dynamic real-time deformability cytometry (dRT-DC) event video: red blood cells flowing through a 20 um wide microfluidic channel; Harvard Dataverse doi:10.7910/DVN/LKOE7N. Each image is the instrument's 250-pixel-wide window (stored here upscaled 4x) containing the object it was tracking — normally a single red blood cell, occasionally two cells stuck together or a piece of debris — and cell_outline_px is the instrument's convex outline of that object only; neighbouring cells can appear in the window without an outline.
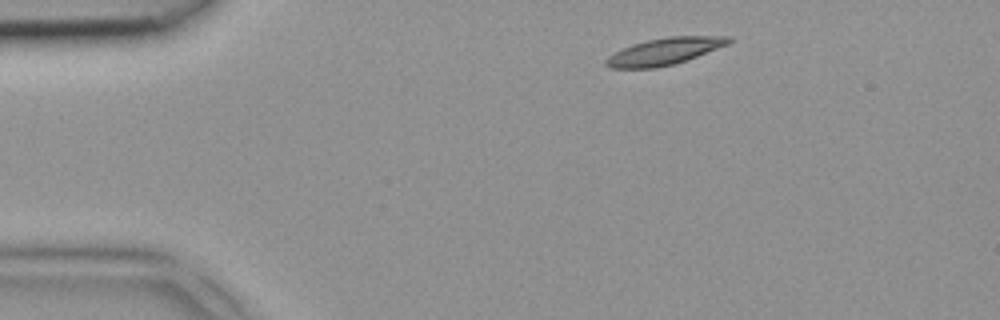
{"species": "common noctule bat (a hibernating species)", "species_latin": "Nyctalus noctula", "temperature_condition": "room temperature", "stored_images_in_passage": 4, "camera_frame_rate_fps": 3000, "um_per_image_px": 0.085, "animal": {"sex": "female", "body_mass_g": 18.4}, "frame": {"image": 1, "passage_image": 1, "time_ms": 0.0, "image_size_px": [1000, 320], "cell_outline_px": [[732, 40], [728, 44], [688, 60], [676, 64], [656, 68], [612, 68], [604, 64], [604, 60], [608, 56], [632, 44], [648, 40], [668, 36], [732, 36]], "centroid_in_image_um": [56.5, 4.37], "position_along_channel_um": 28.5, "area_um2": 19.25}}
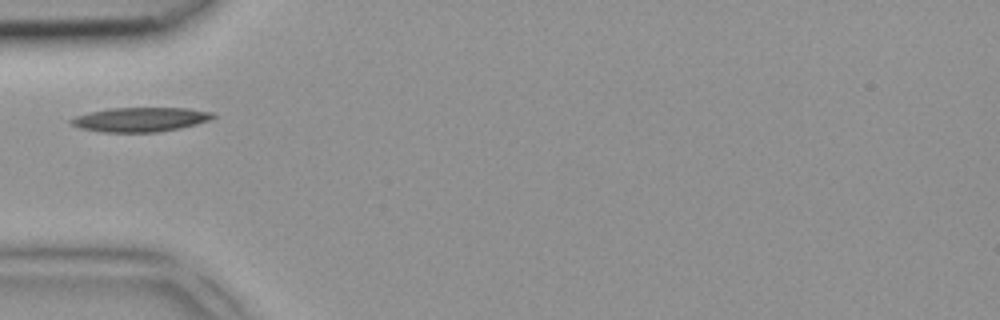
{"frame": {"image": 2, "passage_image": 3, "time_ms": 0.667, "image_size_px": [1000, 320], "cell_outline_px": [[216, 116], [212, 120], [180, 128], [156, 132], [104, 132], [80, 128], [72, 124], [68, 120], [76, 116], [88, 112], [108, 108], [188, 108], [216, 112]], "centroid_in_image_um": [11.98, 10.15], "position_along_channel_um": 73.0, "area_um2": 20.29}}